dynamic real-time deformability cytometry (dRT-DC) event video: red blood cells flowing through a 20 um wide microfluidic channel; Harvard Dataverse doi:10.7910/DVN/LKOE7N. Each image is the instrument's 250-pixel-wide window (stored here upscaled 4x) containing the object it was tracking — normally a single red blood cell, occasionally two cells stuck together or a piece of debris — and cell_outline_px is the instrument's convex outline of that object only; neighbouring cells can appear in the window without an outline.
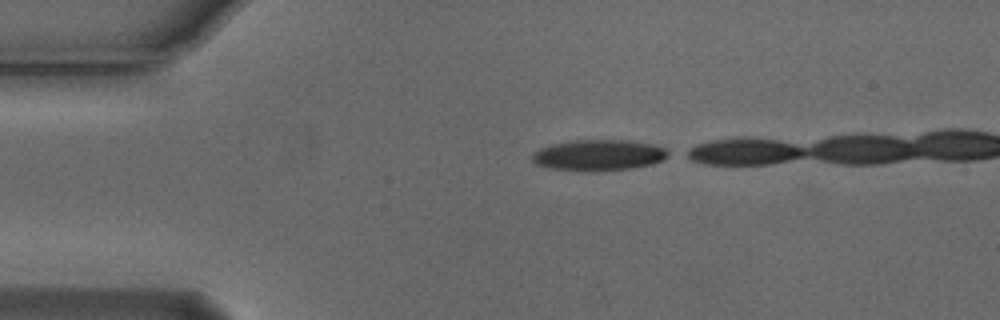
{"species": "Egyptian fruit bat (a non-hibernating species)", "species_latin": "Rousettus aegyptiacus", "temperature_condition": "cold", "stored_images_in_passage": 3, "camera_frame_rate_fps": 3000, "um_per_image_px": 0.085, "animal": {"sex": "male"}, "frame": {"image": 1, "passage_image": 1, "time_ms": 0.0, "image_size_px": [1000, 320], "cell_outline_px": [[672, 156], [664, 160], [652, 164], [632, 168], [596, 172], [584, 172], [548, 168], [536, 164], [532, 160], [532, 152], [540, 148], [552, 144], [568, 140], [628, 140], [656, 144], [672, 152]], "centroid_in_image_um": [50.93, 13.19], "position_along_channel_um": 34.1, "area_um2": 25.32}}